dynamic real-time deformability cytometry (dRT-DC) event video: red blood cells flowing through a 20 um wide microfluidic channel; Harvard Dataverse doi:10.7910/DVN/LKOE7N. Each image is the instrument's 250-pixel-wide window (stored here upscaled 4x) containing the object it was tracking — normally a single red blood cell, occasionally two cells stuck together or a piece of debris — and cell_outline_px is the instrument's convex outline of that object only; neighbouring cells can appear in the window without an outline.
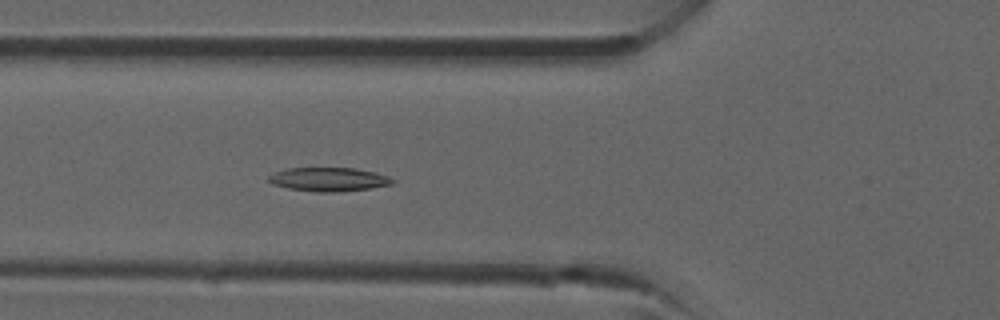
{"species": "common noctule bat (a hibernating species)", "species_latin": "Nyctalus noctula", "temperature_condition": "room temperature", "stored_images_in_passage": 38, "camera_frame_rate_fps": 3000, "um_per_image_px": 0.085, "animal": {"sex": "male", "forearm_length_mm": 52.5}, "frame": {"image": 1, "passage_image": 13, "time_ms": 4.0, "image_size_px": [1000, 320], "cell_outline_px": [[396, 180], [392, 184], [372, 188], [336, 192], [316, 192], [288, 188], [272, 184], [268, 180], [268, 176], [276, 172], [288, 168], [356, 168], [376, 172], [388, 176]], "centroid_in_image_um": [27.97, 15.25], "position_along_channel_um": 97.8, "area_um2": 17.22}}
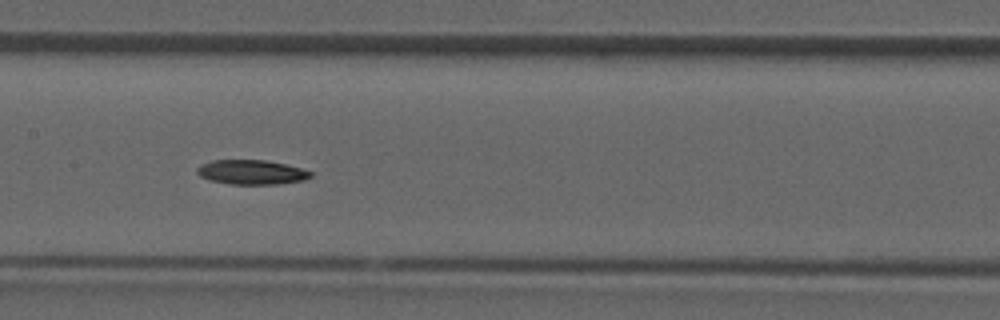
{"frame": {"image": 2, "passage_image": 18, "time_ms": 5.667, "image_size_px": [1000, 320], "cell_outline_px": [[312, 176], [304, 180], [276, 184], [228, 184], [208, 180], [200, 176], [196, 172], [196, 168], [200, 164], [212, 160], [264, 160], [284, 164], [300, 168], [312, 172]], "centroid_in_image_um": [21.32, 14.64], "position_along_channel_um": 186.1, "area_um2": 16.24}}
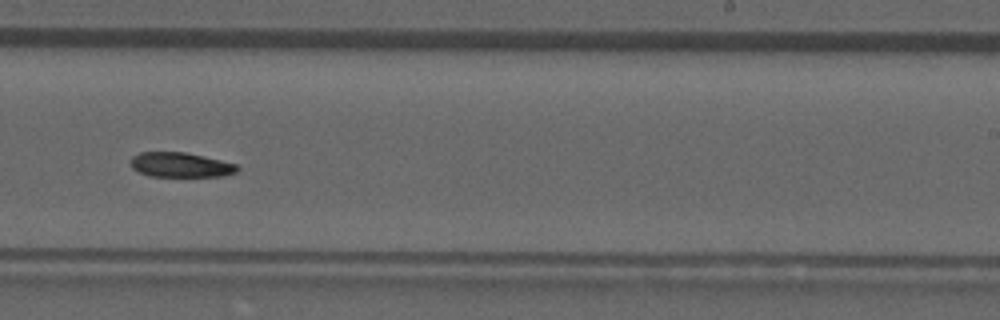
{"frame": {"image": 3, "passage_image": 23, "time_ms": 7.333, "image_size_px": [1000, 320], "cell_outline_px": [[240, 168], [236, 172], [224, 176], [148, 176], [132, 168], [128, 164], [128, 160], [132, 156], [140, 152], [184, 152], [220, 160], [236, 164]], "centroid_in_image_um": [15.29, 14.01], "position_along_channel_um": 273.7, "area_um2": 15.43}}